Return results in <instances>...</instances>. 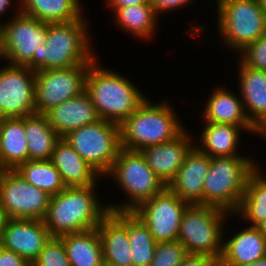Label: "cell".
I'll list each match as a JSON object with an SVG mask.
<instances>
[{
  "label": "cell",
  "mask_w": 266,
  "mask_h": 266,
  "mask_svg": "<svg viewBox=\"0 0 266 266\" xmlns=\"http://www.w3.org/2000/svg\"><path fill=\"white\" fill-rule=\"evenodd\" d=\"M98 184L66 187L57 195L50 197L43 221L51 237L97 228L110 212L107 203L102 204L101 198L98 197Z\"/></svg>",
  "instance_id": "6da1fadb"
},
{
  "label": "cell",
  "mask_w": 266,
  "mask_h": 266,
  "mask_svg": "<svg viewBox=\"0 0 266 266\" xmlns=\"http://www.w3.org/2000/svg\"><path fill=\"white\" fill-rule=\"evenodd\" d=\"M98 59L100 58L97 57L89 65L85 91L100 119L120 125L147 99V96L130 78L103 66Z\"/></svg>",
  "instance_id": "7a4b0ae2"
},
{
  "label": "cell",
  "mask_w": 266,
  "mask_h": 266,
  "mask_svg": "<svg viewBox=\"0 0 266 266\" xmlns=\"http://www.w3.org/2000/svg\"><path fill=\"white\" fill-rule=\"evenodd\" d=\"M168 102L164 99L155 104L147 97L120 124L121 148L140 151L175 139L187 126L182 123L172 101Z\"/></svg>",
  "instance_id": "3957f363"
},
{
  "label": "cell",
  "mask_w": 266,
  "mask_h": 266,
  "mask_svg": "<svg viewBox=\"0 0 266 266\" xmlns=\"http://www.w3.org/2000/svg\"><path fill=\"white\" fill-rule=\"evenodd\" d=\"M257 164V160L244 153L234 157H211L202 190V205L219 207L234 214Z\"/></svg>",
  "instance_id": "277c9868"
},
{
  "label": "cell",
  "mask_w": 266,
  "mask_h": 266,
  "mask_svg": "<svg viewBox=\"0 0 266 266\" xmlns=\"http://www.w3.org/2000/svg\"><path fill=\"white\" fill-rule=\"evenodd\" d=\"M47 23L46 43L41 50V71L91 64L97 54L92 47L90 20ZM90 33V35H89Z\"/></svg>",
  "instance_id": "5b68a950"
},
{
  "label": "cell",
  "mask_w": 266,
  "mask_h": 266,
  "mask_svg": "<svg viewBox=\"0 0 266 266\" xmlns=\"http://www.w3.org/2000/svg\"><path fill=\"white\" fill-rule=\"evenodd\" d=\"M112 178L127 198L124 202L107 203L111 212H132L142 202L153 198L166 186L148 167L140 151L121 148L110 171L104 178Z\"/></svg>",
  "instance_id": "8992f818"
},
{
  "label": "cell",
  "mask_w": 266,
  "mask_h": 266,
  "mask_svg": "<svg viewBox=\"0 0 266 266\" xmlns=\"http://www.w3.org/2000/svg\"><path fill=\"white\" fill-rule=\"evenodd\" d=\"M232 216L233 214L219 207L189 205L183 213L177 240L188 254L210 255L220 260L223 233L227 229L224 225H228Z\"/></svg>",
  "instance_id": "52a82bcc"
},
{
  "label": "cell",
  "mask_w": 266,
  "mask_h": 266,
  "mask_svg": "<svg viewBox=\"0 0 266 266\" xmlns=\"http://www.w3.org/2000/svg\"><path fill=\"white\" fill-rule=\"evenodd\" d=\"M217 32L228 51L236 56L266 34V15L258 0H215ZM230 49V50H229Z\"/></svg>",
  "instance_id": "ba28073f"
},
{
  "label": "cell",
  "mask_w": 266,
  "mask_h": 266,
  "mask_svg": "<svg viewBox=\"0 0 266 266\" xmlns=\"http://www.w3.org/2000/svg\"><path fill=\"white\" fill-rule=\"evenodd\" d=\"M13 14L11 18H4L1 26L6 64L41 71V50L46 43L47 23L22 12Z\"/></svg>",
  "instance_id": "9c48e42d"
},
{
  "label": "cell",
  "mask_w": 266,
  "mask_h": 266,
  "mask_svg": "<svg viewBox=\"0 0 266 266\" xmlns=\"http://www.w3.org/2000/svg\"><path fill=\"white\" fill-rule=\"evenodd\" d=\"M63 139L103 178L121 149L120 125L102 119L69 132Z\"/></svg>",
  "instance_id": "30bf717a"
},
{
  "label": "cell",
  "mask_w": 266,
  "mask_h": 266,
  "mask_svg": "<svg viewBox=\"0 0 266 266\" xmlns=\"http://www.w3.org/2000/svg\"><path fill=\"white\" fill-rule=\"evenodd\" d=\"M50 197L14 170H0V207L9 219L43 220Z\"/></svg>",
  "instance_id": "8fae6325"
},
{
  "label": "cell",
  "mask_w": 266,
  "mask_h": 266,
  "mask_svg": "<svg viewBox=\"0 0 266 266\" xmlns=\"http://www.w3.org/2000/svg\"><path fill=\"white\" fill-rule=\"evenodd\" d=\"M89 65L35 71L36 114H44L50 108L84 92Z\"/></svg>",
  "instance_id": "7c38bea8"
},
{
  "label": "cell",
  "mask_w": 266,
  "mask_h": 266,
  "mask_svg": "<svg viewBox=\"0 0 266 266\" xmlns=\"http://www.w3.org/2000/svg\"><path fill=\"white\" fill-rule=\"evenodd\" d=\"M189 205L165 187L132 212L149 229L156 243L175 241L178 239L183 213Z\"/></svg>",
  "instance_id": "4fadbf2b"
},
{
  "label": "cell",
  "mask_w": 266,
  "mask_h": 266,
  "mask_svg": "<svg viewBox=\"0 0 266 266\" xmlns=\"http://www.w3.org/2000/svg\"><path fill=\"white\" fill-rule=\"evenodd\" d=\"M35 71L27 66H0V117L35 114Z\"/></svg>",
  "instance_id": "5bb4252c"
},
{
  "label": "cell",
  "mask_w": 266,
  "mask_h": 266,
  "mask_svg": "<svg viewBox=\"0 0 266 266\" xmlns=\"http://www.w3.org/2000/svg\"><path fill=\"white\" fill-rule=\"evenodd\" d=\"M186 127L175 139L141 149L148 167L164 183L175 178L187 153L194 146V136Z\"/></svg>",
  "instance_id": "9a60e30c"
},
{
  "label": "cell",
  "mask_w": 266,
  "mask_h": 266,
  "mask_svg": "<svg viewBox=\"0 0 266 266\" xmlns=\"http://www.w3.org/2000/svg\"><path fill=\"white\" fill-rule=\"evenodd\" d=\"M50 237L43 220L8 219L0 246L15 252L32 265Z\"/></svg>",
  "instance_id": "2e32d148"
},
{
  "label": "cell",
  "mask_w": 266,
  "mask_h": 266,
  "mask_svg": "<svg viewBox=\"0 0 266 266\" xmlns=\"http://www.w3.org/2000/svg\"><path fill=\"white\" fill-rule=\"evenodd\" d=\"M210 163L211 157L194 145L187 153L175 178L167 187L190 205H202V190Z\"/></svg>",
  "instance_id": "e0dca14e"
},
{
  "label": "cell",
  "mask_w": 266,
  "mask_h": 266,
  "mask_svg": "<svg viewBox=\"0 0 266 266\" xmlns=\"http://www.w3.org/2000/svg\"><path fill=\"white\" fill-rule=\"evenodd\" d=\"M205 123V124H204ZM199 138H194V145L210 157H234L241 155V133L258 135L256 127H239L222 123L202 122ZM198 142V143H197Z\"/></svg>",
  "instance_id": "ac0fdd59"
},
{
  "label": "cell",
  "mask_w": 266,
  "mask_h": 266,
  "mask_svg": "<svg viewBox=\"0 0 266 266\" xmlns=\"http://www.w3.org/2000/svg\"><path fill=\"white\" fill-rule=\"evenodd\" d=\"M238 91L245 113L250 122L259 130L266 126V71L244 65L237 59Z\"/></svg>",
  "instance_id": "d6986e66"
},
{
  "label": "cell",
  "mask_w": 266,
  "mask_h": 266,
  "mask_svg": "<svg viewBox=\"0 0 266 266\" xmlns=\"http://www.w3.org/2000/svg\"><path fill=\"white\" fill-rule=\"evenodd\" d=\"M225 231L220 266H243L266 257V238L256 227H244L228 237Z\"/></svg>",
  "instance_id": "ffe728a7"
},
{
  "label": "cell",
  "mask_w": 266,
  "mask_h": 266,
  "mask_svg": "<svg viewBox=\"0 0 266 266\" xmlns=\"http://www.w3.org/2000/svg\"><path fill=\"white\" fill-rule=\"evenodd\" d=\"M44 115L61 138L73 130L100 120L86 91L50 108Z\"/></svg>",
  "instance_id": "44dd1931"
},
{
  "label": "cell",
  "mask_w": 266,
  "mask_h": 266,
  "mask_svg": "<svg viewBox=\"0 0 266 266\" xmlns=\"http://www.w3.org/2000/svg\"><path fill=\"white\" fill-rule=\"evenodd\" d=\"M229 87L216 86L203 103L200 114L203 122L222 123L239 127H255L248 119L240 93L230 91Z\"/></svg>",
  "instance_id": "7402d4cb"
},
{
  "label": "cell",
  "mask_w": 266,
  "mask_h": 266,
  "mask_svg": "<svg viewBox=\"0 0 266 266\" xmlns=\"http://www.w3.org/2000/svg\"><path fill=\"white\" fill-rule=\"evenodd\" d=\"M50 161L66 187L92 186L104 179L63 138L56 143Z\"/></svg>",
  "instance_id": "603a6c76"
},
{
  "label": "cell",
  "mask_w": 266,
  "mask_h": 266,
  "mask_svg": "<svg viewBox=\"0 0 266 266\" xmlns=\"http://www.w3.org/2000/svg\"><path fill=\"white\" fill-rule=\"evenodd\" d=\"M103 247V260L118 266H133L127 226L109 212L97 226Z\"/></svg>",
  "instance_id": "cb8c5ba5"
},
{
  "label": "cell",
  "mask_w": 266,
  "mask_h": 266,
  "mask_svg": "<svg viewBox=\"0 0 266 266\" xmlns=\"http://www.w3.org/2000/svg\"><path fill=\"white\" fill-rule=\"evenodd\" d=\"M23 118L0 120V170H14L28 160Z\"/></svg>",
  "instance_id": "d4e9b609"
},
{
  "label": "cell",
  "mask_w": 266,
  "mask_h": 266,
  "mask_svg": "<svg viewBox=\"0 0 266 266\" xmlns=\"http://www.w3.org/2000/svg\"><path fill=\"white\" fill-rule=\"evenodd\" d=\"M83 0H21V12L44 23H67L86 18Z\"/></svg>",
  "instance_id": "484cf974"
},
{
  "label": "cell",
  "mask_w": 266,
  "mask_h": 266,
  "mask_svg": "<svg viewBox=\"0 0 266 266\" xmlns=\"http://www.w3.org/2000/svg\"><path fill=\"white\" fill-rule=\"evenodd\" d=\"M113 15L115 25L125 33L134 36L133 39L136 37L139 41L146 42L151 41L152 38L155 39V35L158 34L160 17L151 4L122 7Z\"/></svg>",
  "instance_id": "4316f807"
},
{
  "label": "cell",
  "mask_w": 266,
  "mask_h": 266,
  "mask_svg": "<svg viewBox=\"0 0 266 266\" xmlns=\"http://www.w3.org/2000/svg\"><path fill=\"white\" fill-rule=\"evenodd\" d=\"M257 168L248 178L244 196L233 217L247 222L248 226L256 227L266 218V173L257 164Z\"/></svg>",
  "instance_id": "83f0119b"
},
{
  "label": "cell",
  "mask_w": 266,
  "mask_h": 266,
  "mask_svg": "<svg viewBox=\"0 0 266 266\" xmlns=\"http://www.w3.org/2000/svg\"><path fill=\"white\" fill-rule=\"evenodd\" d=\"M70 266H101L103 247L97 228L61 236Z\"/></svg>",
  "instance_id": "f1b7e54d"
},
{
  "label": "cell",
  "mask_w": 266,
  "mask_h": 266,
  "mask_svg": "<svg viewBox=\"0 0 266 266\" xmlns=\"http://www.w3.org/2000/svg\"><path fill=\"white\" fill-rule=\"evenodd\" d=\"M25 136L28 140V160H50L56 143L61 139L44 114L24 117Z\"/></svg>",
  "instance_id": "f546056e"
},
{
  "label": "cell",
  "mask_w": 266,
  "mask_h": 266,
  "mask_svg": "<svg viewBox=\"0 0 266 266\" xmlns=\"http://www.w3.org/2000/svg\"><path fill=\"white\" fill-rule=\"evenodd\" d=\"M128 228L133 266H150L156 247L149 229L133 212H113Z\"/></svg>",
  "instance_id": "4dcf8cb0"
},
{
  "label": "cell",
  "mask_w": 266,
  "mask_h": 266,
  "mask_svg": "<svg viewBox=\"0 0 266 266\" xmlns=\"http://www.w3.org/2000/svg\"><path fill=\"white\" fill-rule=\"evenodd\" d=\"M14 171L50 196L57 195L66 188L59 171L50 160H27L20 163Z\"/></svg>",
  "instance_id": "1f68e13d"
},
{
  "label": "cell",
  "mask_w": 266,
  "mask_h": 266,
  "mask_svg": "<svg viewBox=\"0 0 266 266\" xmlns=\"http://www.w3.org/2000/svg\"><path fill=\"white\" fill-rule=\"evenodd\" d=\"M187 255L186 248L178 240L157 242L150 266H180Z\"/></svg>",
  "instance_id": "d6a6232c"
},
{
  "label": "cell",
  "mask_w": 266,
  "mask_h": 266,
  "mask_svg": "<svg viewBox=\"0 0 266 266\" xmlns=\"http://www.w3.org/2000/svg\"><path fill=\"white\" fill-rule=\"evenodd\" d=\"M32 266H70L61 237H50Z\"/></svg>",
  "instance_id": "836d02e7"
},
{
  "label": "cell",
  "mask_w": 266,
  "mask_h": 266,
  "mask_svg": "<svg viewBox=\"0 0 266 266\" xmlns=\"http://www.w3.org/2000/svg\"><path fill=\"white\" fill-rule=\"evenodd\" d=\"M237 55L244 65L266 71V34L247 45Z\"/></svg>",
  "instance_id": "e575fe53"
},
{
  "label": "cell",
  "mask_w": 266,
  "mask_h": 266,
  "mask_svg": "<svg viewBox=\"0 0 266 266\" xmlns=\"http://www.w3.org/2000/svg\"><path fill=\"white\" fill-rule=\"evenodd\" d=\"M196 0H149V3L153 6L155 12L160 17V14L165 15L167 12L176 11V9H182L192 5Z\"/></svg>",
  "instance_id": "d590c367"
},
{
  "label": "cell",
  "mask_w": 266,
  "mask_h": 266,
  "mask_svg": "<svg viewBox=\"0 0 266 266\" xmlns=\"http://www.w3.org/2000/svg\"><path fill=\"white\" fill-rule=\"evenodd\" d=\"M180 266H220V261L210 255L188 254Z\"/></svg>",
  "instance_id": "8d00e7d4"
},
{
  "label": "cell",
  "mask_w": 266,
  "mask_h": 266,
  "mask_svg": "<svg viewBox=\"0 0 266 266\" xmlns=\"http://www.w3.org/2000/svg\"><path fill=\"white\" fill-rule=\"evenodd\" d=\"M0 266H32L26 259L0 246Z\"/></svg>",
  "instance_id": "74e56055"
},
{
  "label": "cell",
  "mask_w": 266,
  "mask_h": 266,
  "mask_svg": "<svg viewBox=\"0 0 266 266\" xmlns=\"http://www.w3.org/2000/svg\"><path fill=\"white\" fill-rule=\"evenodd\" d=\"M105 8L111 9L109 12H112L113 14L122 7L127 6H139L142 4H150L149 0H105Z\"/></svg>",
  "instance_id": "f35d334b"
},
{
  "label": "cell",
  "mask_w": 266,
  "mask_h": 266,
  "mask_svg": "<svg viewBox=\"0 0 266 266\" xmlns=\"http://www.w3.org/2000/svg\"><path fill=\"white\" fill-rule=\"evenodd\" d=\"M14 6L16 9L14 8ZM11 7H13V10L15 9L14 13H20L21 12V0H0V18L2 17L4 18V16L6 15V12L9 10H12ZM1 20L2 19H0V26H2L4 23V22H1Z\"/></svg>",
  "instance_id": "ab89813d"
},
{
  "label": "cell",
  "mask_w": 266,
  "mask_h": 266,
  "mask_svg": "<svg viewBox=\"0 0 266 266\" xmlns=\"http://www.w3.org/2000/svg\"><path fill=\"white\" fill-rule=\"evenodd\" d=\"M8 219L9 218H8L7 214L0 207V243H1L2 235L4 233L5 225L8 221Z\"/></svg>",
  "instance_id": "60d3db41"
},
{
  "label": "cell",
  "mask_w": 266,
  "mask_h": 266,
  "mask_svg": "<svg viewBox=\"0 0 266 266\" xmlns=\"http://www.w3.org/2000/svg\"><path fill=\"white\" fill-rule=\"evenodd\" d=\"M6 59L7 58H6V54H5V50H4L3 34L0 31V60L4 61V63H5Z\"/></svg>",
  "instance_id": "b9f144b4"
},
{
  "label": "cell",
  "mask_w": 266,
  "mask_h": 266,
  "mask_svg": "<svg viewBox=\"0 0 266 266\" xmlns=\"http://www.w3.org/2000/svg\"><path fill=\"white\" fill-rule=\"evenodd\" d=\"M256 228L260 231V233L266 238V218L264 221L259 223Z\"/></svg>",
  "instance_id": "7bdbcfd3"
},
{
  "label": "cell",
  "mask_w": 266,
  "mask_h": 266,
  "mask_svg": "<svg viewBox=\"0 0 266 266\" xmlns=\"http://www.w3.org/2000/svg\"><path fill=\"white\" fill-rule=\"evenodd\" d=\"M243 266H266V257L259 259L258 261H255L253 263L243 265Z\"/></svg>",
  "instance_id": "ee69618b"
},
{
  "label": "cell",
  "mask_w": 266,
  "mask_h": 266,
  "mask_svg": "<svg viewBox=\"0 0 266 266\" xmlns=\"http://www.w3.org/2000/svg\"><path fill=\"white\" fill-rule=\"evenodd\" d=\"M260 135V138L262 137L264 139V142L266 141V126L261 127L258 130V136Z\"/></svg>",
  "instance_id": "f6af8a7d"
},
{
  "label": "cell",
  "mask_w": 266,
  "mask_h": 266,
  "mask_svg": "<svg viewBox=\"0 0 266 266\" xmlns=\"http://www.w3.org/2000/svg\"><path fill=\"white\" fill-rule=\"evenodd\" d=\"M260 7L266 15V0H258Z\"/></svg>",
  "instance_id": "bcb514c9"
},
{
  "label": "cell",
  "mask_w": 266,
  "mask_h": 266,
  "mask_svg": "<svg viewBox=\"0 0 266 266\" xmlns=\"http://www.w3.org/2000/svg\"><path fill=\"white\" fill-rule=\"evenodd\" d=\"M101 266H118V265H115V264H112L110 262H107V261L103 260Z\"/></svg>",
  "instance_id": "7dc6e473"
}]
</instances>
